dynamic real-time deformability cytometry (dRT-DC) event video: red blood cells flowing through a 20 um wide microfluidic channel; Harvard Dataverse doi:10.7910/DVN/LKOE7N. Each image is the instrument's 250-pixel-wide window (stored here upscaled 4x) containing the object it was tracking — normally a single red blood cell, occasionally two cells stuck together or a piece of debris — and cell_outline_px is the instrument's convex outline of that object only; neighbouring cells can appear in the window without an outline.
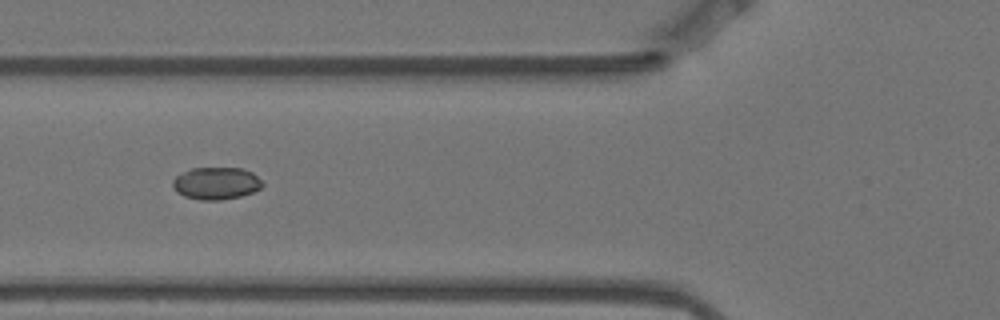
{"species": "Egyptian fruit bat (a non-hibernating species)", "species_latin": "Rousettus aegyptiacus", "temperature_condition": "warm", "stored_images_in_passage": 13, "camera_frame_rate_fps": 3000, "um_per_image_px": 0.085, "animal": {"sex": "female"}, "frame": {"image": 1, "passage_image": 4, "time_ms": 1.0, "image_size_px": [1000, 320], "cell_outline_px": [[264, 184], [260, 188], [252, 192], [240, 196], [220, 200], [200, 200], [184, 196], [176, 192], [172, 188], [172, 180], [176, 176], [192, 168], [244, 168], [252, 172]], "centroid_in_image_um": [18.35, 15.58], "position_along_channel_um": 107.5, "area_um2": 16.88}}
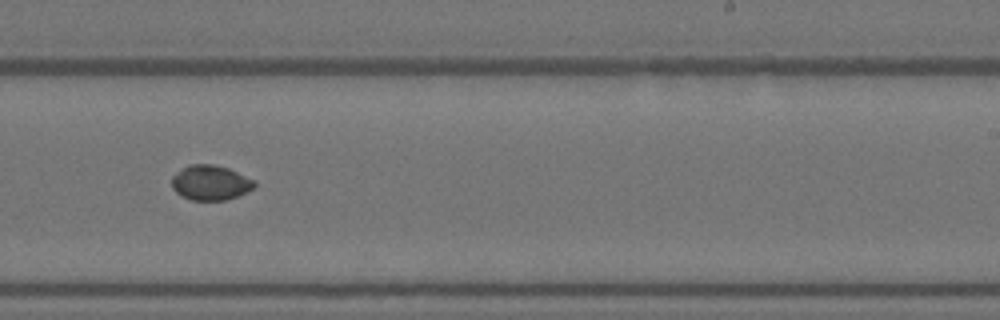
{"frame": {"image": 2, "passage_image": 8, "time_ms": 2.333, "image_size_px": [1000, 320], "cell_outline_px": [[256, 184], [252, 188], [236, 196], [224, 200], [192, 200], [180, 196], [172, 188], [172, 176], [180, 168], [188, 164], [212, 164], [228, 168], [256, 180]], "centroid_in_image_um": [17.85, 15.51], "position_along_channel_um": 271.2, "area_um2": 16.88}}
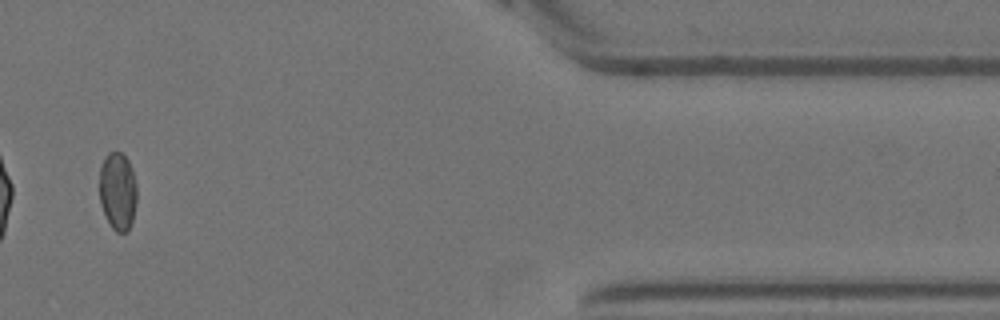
{"frame": {"image": 3, "passage_image": 12, "time_ms": 3.667, "image_size_px": [1000, 320], "cell_outline_px": [[136, 204], [132, 220], [128, 232], [116, 232], [112, 228], [100, 204], [100, 164], [108, 152], [120, 152], [128, 160], [132, 168], [136, 184]], "centroid_in_image_um": [10.01, 16.24], "position_along_channel_um": 401.4, "area_um2": 16.99}}